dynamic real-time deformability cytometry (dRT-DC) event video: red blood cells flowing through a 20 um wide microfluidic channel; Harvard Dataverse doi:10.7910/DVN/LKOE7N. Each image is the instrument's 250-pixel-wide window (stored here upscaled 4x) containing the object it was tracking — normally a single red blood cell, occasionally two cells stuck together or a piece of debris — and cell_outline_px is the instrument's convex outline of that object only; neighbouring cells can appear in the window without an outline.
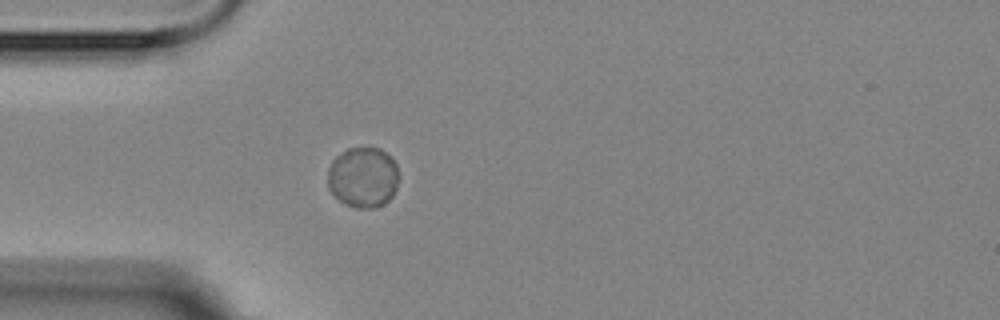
{"species": "Egyptian fruit bat (a non-hibernating species)", "species_latin": "Rousettus aegyptiacus", "temperature_condition": "room temperature", "stored_images_in_passage": 1, "camera_frame_rate_fps": 3000, "um_per_image_px": 0.085, "animal": {"sex": "female"}, "frame": {"image": 1, "passage_image": 1, "time_ms": 0.0, "image_size_px": [1000, 320], "cell_outline_px": [[396, 188], [392, 196], [384, 204], [372, 208], [356, 208], [344, 204], [328, 188], [328, 168], [332, 160], [336, 156], [348, 148], [380, 148], [392, 156], [396, 164]], "centroid_in_image_um": [30.84, 15.06], "position_along_channel_um": 54.2, "area_um2": 25.03}}